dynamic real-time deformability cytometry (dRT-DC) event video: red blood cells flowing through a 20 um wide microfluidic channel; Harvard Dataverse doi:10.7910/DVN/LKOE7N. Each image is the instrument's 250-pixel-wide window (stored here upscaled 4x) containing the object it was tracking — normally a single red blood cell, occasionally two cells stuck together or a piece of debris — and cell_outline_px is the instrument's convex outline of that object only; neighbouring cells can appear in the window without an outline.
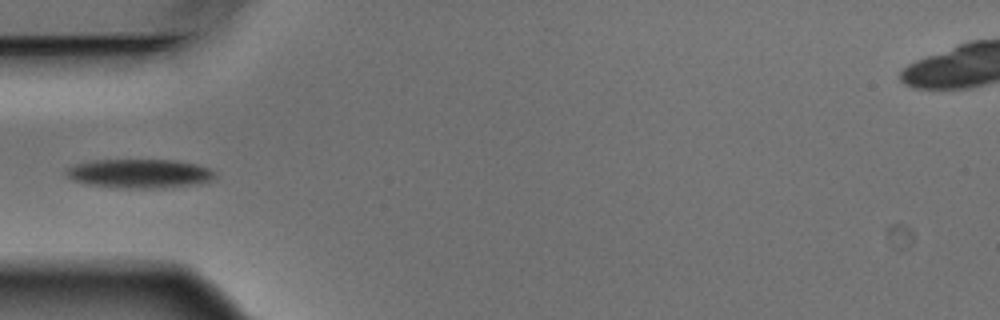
{"species": "Egyptian fruit bat (a non-hibernating species)", "species_latin": "Rousettus aegyptiacus", "temperature_condition": "warm", "stored_images_in_passage": 5, "camera_frame_rate_fps": 3000, "um_per_image_px": 0.085, "animal": {"sex": "male"}, "frame": {"image": 1, "passage_image": 5, "time_ms": 1.333, "image_size_px": [1000, 320], "cell_outline_px": [[216, 176], [212, 180], [200, 184], [160, 188], [112, 188], [84, 184], [72, 180], [64, 176], [64, 172], [68, 168], [76, 164], [92, 160], [176, 160], [196, 164], [208, 168], [216, 172]], "centroid_in_image_um": [11.83, 14.76], "position_along_channel_um": 73.2, "area_um2": 25.61}}